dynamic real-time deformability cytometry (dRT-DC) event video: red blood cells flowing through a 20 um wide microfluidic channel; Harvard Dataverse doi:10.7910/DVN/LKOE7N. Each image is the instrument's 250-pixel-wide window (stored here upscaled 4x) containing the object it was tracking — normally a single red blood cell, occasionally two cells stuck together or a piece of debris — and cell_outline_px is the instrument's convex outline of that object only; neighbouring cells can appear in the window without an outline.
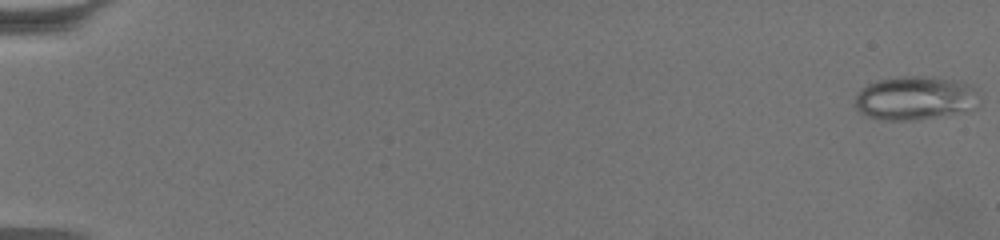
{"species": "common noctule bat (a hibernating species)", "species_latin": "Nyctalus noctula", "temperature_condition": "warm", "stored_images_in_passage": 64, "camera_frame_rate_fps": 3000, "um_per_image_px": 0.085, "animal": {"sex": "female", "body_mass_g": 19.5, "forearm_length_mm": 54.1}, "frame": {"image": 1, "passage_image": 1, "time_ms": 0.0, "image_size_px": [1000, 240], "cell_outline_px": [[980, 104], [976, 108], [968, 112], [916, 120], [880, 120], [868, 116], [860, 112], [856, 108], [856, 92], [868, 84], [876, 80], [904, 76], [932, 76], [972, 84], [980, 88]], "centroid_in_image_um": [77.89, 8.34], "position_along_channel_um": 7.1, "area_um2": 32.6}}
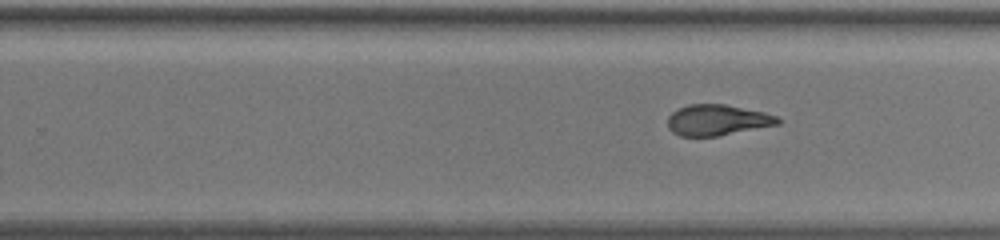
{"frame": {"image": 2, "passage_image": 42, "time_ms": 13.667, "image_size_px": [1000, 240], "cell_outline_px": [[784, 120], [780, 124], [716, 136], [680, 136], [672, 132], [668, 128], [668, 116], [672, 112], [688, 104], [724, 104], [764, 112], [776, 116]], "centroid_in_image_um": [60.98, 10.2], "position_along_channel_um": 268.8, "area_um2": 19.77}}
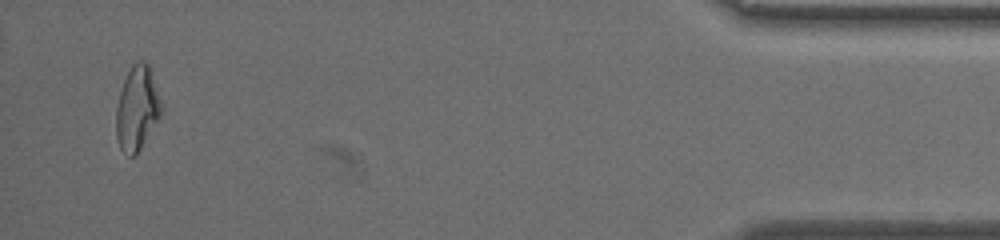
{"frame": {"image": 3, "passage_image": 62, "time_ms": 20.333, "image_size_px": [1000, 240], "cell_outline_px": [[164, 108], [160, 116], [136, 156], [128, 156], [120, 148], [116, 136], [116, 108], [120, 92], [124, 80], [132, 64], [136, 60], [144, 60], [148, 64], [164, 104]], "centroid_in_image_um": [11.68, 9.2], "position_along_channel_um": 423.5, "area_um2": 22.43}, "authors_computed_cell_mechanics": {"area_um2": 21.4438, "velocity_mm_per_s": 3.3806, "shape_relaxation_time_tau1_ms": null, "shape_relaxation_time_tau2_ms": 1.8595, "deformation_change_tau1": null, "deformation_change_tau2": 0.0743}}